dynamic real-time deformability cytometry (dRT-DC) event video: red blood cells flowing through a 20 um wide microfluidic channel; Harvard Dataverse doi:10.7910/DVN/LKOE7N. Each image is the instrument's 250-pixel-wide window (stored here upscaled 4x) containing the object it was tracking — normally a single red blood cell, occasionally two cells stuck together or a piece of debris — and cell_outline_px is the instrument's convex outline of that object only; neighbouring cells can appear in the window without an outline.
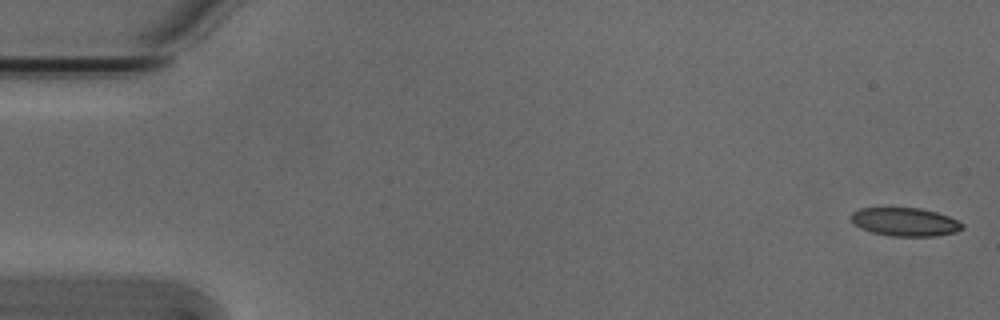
{"species": "Egyptian fruit bat (a non-hibernating species)", "species_latin": "Rousettus aegyptiacus", "temperature_condition": "cold", "stored_images_in_passage": 2, "camera_frame_rate_fps": 3000, "um_per_image_px": 0.085, "animal": {"sex": "male"}, "frame": {"image": 1, "passage_image": 1, "time_ms": 0.0, "image_size_px": [1000, 320], "cell_outline_px": [[964, 228], [956, 232], [936, 236], [892, 236], [872, 232], [860, 228], [852, 220], [852, 212], [860, 208], [920, 208], [936, 212], [948, 216], [964, 224]], "centroid_in_image_um": [76.96, 18.86], "position_along_channel_um": 8.0, "area_um2": 18.26}}